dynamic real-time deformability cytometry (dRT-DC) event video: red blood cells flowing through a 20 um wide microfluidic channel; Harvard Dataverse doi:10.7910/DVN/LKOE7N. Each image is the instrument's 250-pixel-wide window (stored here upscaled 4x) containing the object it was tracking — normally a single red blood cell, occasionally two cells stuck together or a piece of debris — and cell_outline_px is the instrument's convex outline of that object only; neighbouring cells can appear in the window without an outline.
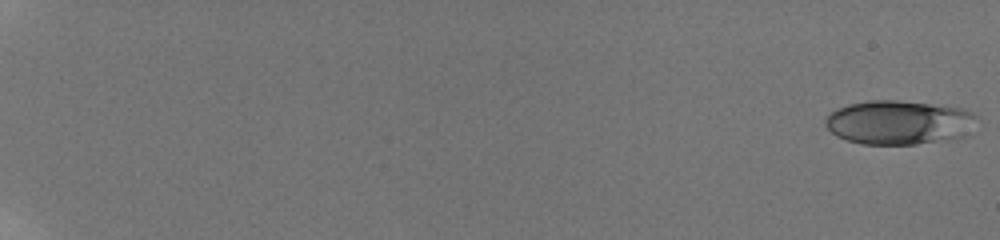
{"species": "human", "species_latin": "Homo sapiens", "temperature_condition": "room temperature", "stored_images_in_passage": 31, "camera_frame_rate_fps": 3000, "um_per_image_px": 0.085, "donor": {"sex": "male"}, "frame": {"image": 1, "passage_image": 1, "time_ms": 0.0, "image_size_px": [1000, 240], "cell_outline_px": [[980, 120], [960, 136], [916, 144], [860, 144], [836, 136], [824, 124], [824, 120], [836, 108], [848, 104], [868, 100], [896, 100], [960, 108], [972, 112]], "centroid_in_image_um": [76.35, 10.39], "position_along_channel_um": 8.7, "area_um2": 38.44}}
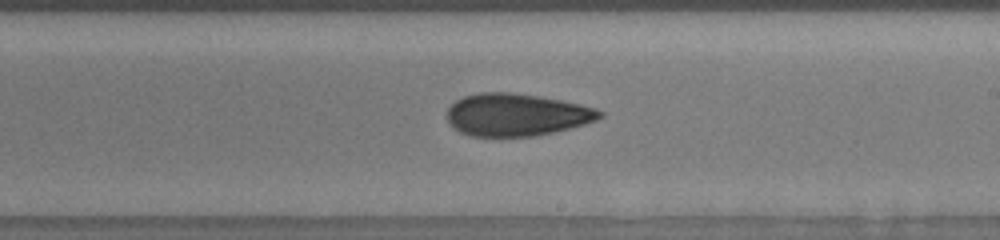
{"frame": {"image": 2, "passage_image": 22, "time_ms": 12.667, "image_size_px": [1000, 240], "cell_outline_px": [[604, 116], [596, 120], [584, 124], [536, 136], [472, 136], [460, 132], [452, 128], [444, 116], [448, 108], [456, 100], [464, 96], [480, 92], [508, 92], [536, 96], [560, 100], [596, 108], [604, 112]], "centroid_in_image_um": [43.85, 9.75], "position_along_channel_um": 245.1, "area_um2": 37.74}}
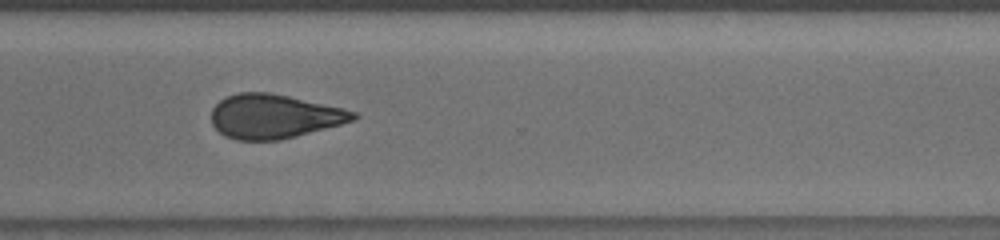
{"frame": {"image": 3, "passage_image": 28, "time_ms": 15.333, "image_size_px": [1000, 240], "cell_outline_px": [[360, 116], [352, 120], [340, 124], [280, 140], [236, 140], [224, 136], [212, 124], [212, 108], [220, 100], [236, 92], [272, 92], [340, 108], [356, 112]], "centroid_in_image_um": [23.25, 9.88], "position_along_channel_um": 347.4, "area_um2": 36.18}, "authors_computed_cell_mechanics": {"area_um2": 38.0902, "velocity_mm_per_s": 3.8356, "shape_relaxation_time_tau1_ms": 8.2783, "shape_relaxation_time_tau2_ms": 4.4243, "deformation_change_tau1": 0.1698, "deformation_change_tau2": 0.1251}}